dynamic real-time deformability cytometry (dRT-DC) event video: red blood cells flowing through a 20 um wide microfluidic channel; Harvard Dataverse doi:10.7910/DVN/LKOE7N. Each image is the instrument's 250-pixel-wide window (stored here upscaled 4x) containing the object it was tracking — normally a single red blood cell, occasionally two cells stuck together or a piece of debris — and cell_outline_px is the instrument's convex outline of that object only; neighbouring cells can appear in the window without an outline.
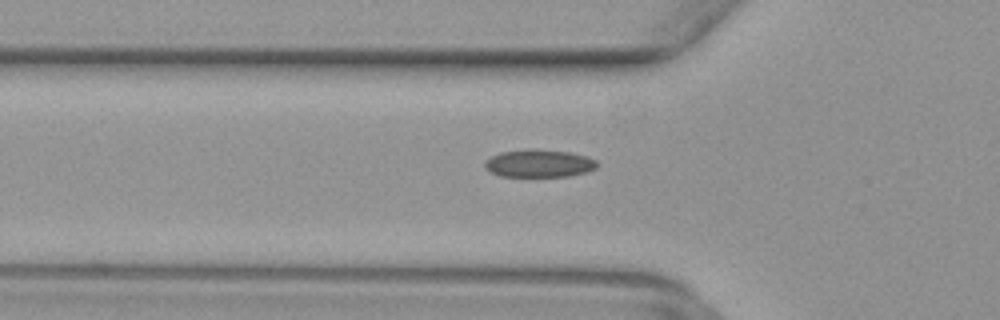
{"species": "common noctule bat (a hibernating species)", "species_latin": "Nyctalus noctula", "temperature_condition": "warm", "stored_images_in_passage": 35, "camera_frame_rate_fps": 3000, "um_per_image_px": 0.085, "animal": {"sex": "female", "body_mass_g": 29.2, "forearm_length_mm": 56.3}, "frame": {"image": 1, "passage_image": 4, "time_ms": 1.0, "image_size_px": [1000, 320], "cell_outline_px": [[596, 168], [588, 172], [568, 176], [500, 176], [484, 168], [484, 164], [492, 156], [500, 152], [568, 152], [584, 156], [596, 160]], "centroid_in_image_um": [45.84, 13.95], "position_along_channel_um": 80.0, "area_um2": 16.99}}
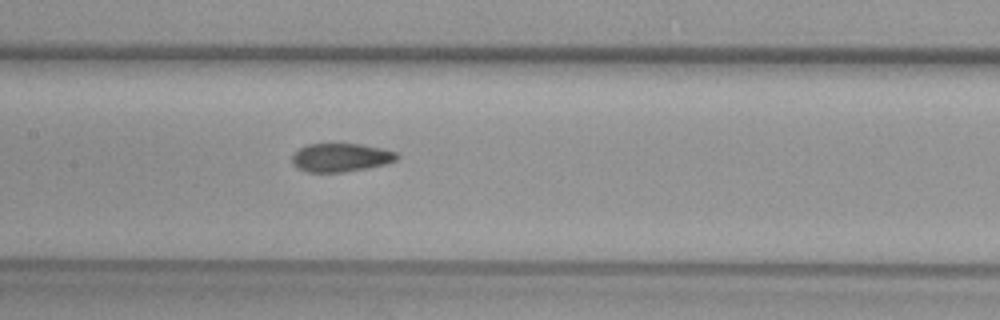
{"frame": {"image": 2, "passage_image": 11, "time_ms": 3.333, "image_size_px": [1000, 320], "cell_outline_px": [[400, 156], [396, 160], [384, 164], [368, 168], [344, 172], [308, 172], [292, 164], [292, 156], [300, 148], [308, 144], [360, 144], [384, 148], [400, 152]], "centroid_in_image_um": [29.03, 13.38], "position_along_channel_um": 178.4, "area_um2": 17.46}}
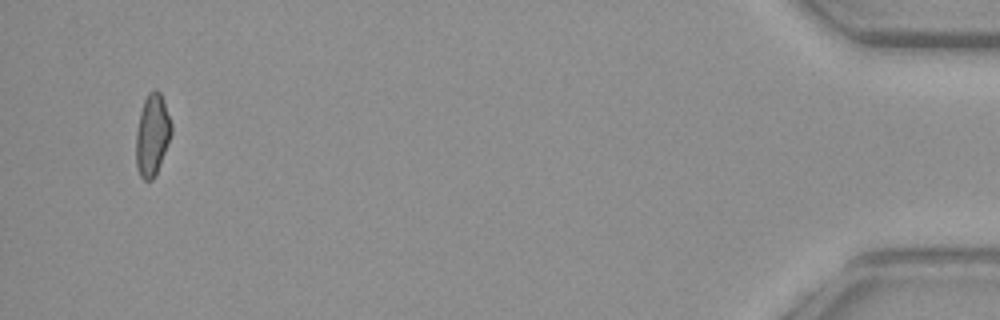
{"frame": {"image": 3, "passage_image": 35, "time_ms": 11.333, "image_size_px": [1000, 320], "cell_outline_px": [[172, 132], [156, 172], [152, 180], [144, 180], [140, 176], [136, 164], [136, 132], [140, 112], [144, 100], [148, 92], [152, 88], [156, 88], [160, 92], [172, 124]], "centroid_in_image_um": [12.92, 11.42], "position_along_channel_um": 422.3, "area_um2": 16.65}}